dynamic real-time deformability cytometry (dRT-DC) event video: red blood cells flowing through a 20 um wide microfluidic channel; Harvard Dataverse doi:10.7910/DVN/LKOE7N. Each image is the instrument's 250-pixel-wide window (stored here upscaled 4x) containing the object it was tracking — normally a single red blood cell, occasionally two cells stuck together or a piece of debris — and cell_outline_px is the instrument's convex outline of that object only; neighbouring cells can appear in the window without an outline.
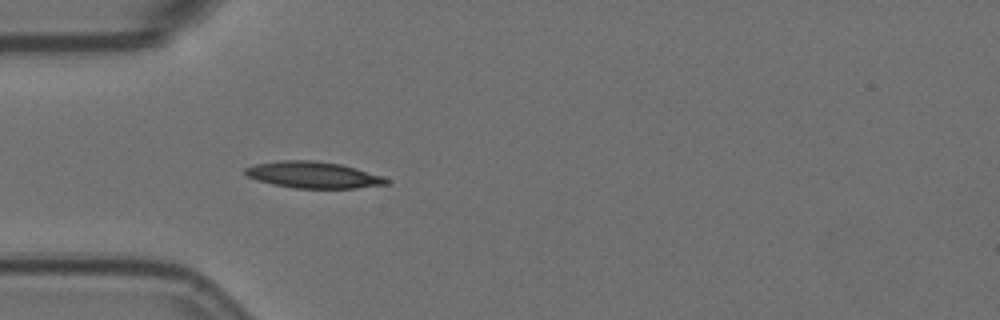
{"species": "Egyptian fruit bat (a non-hibernating species)", "species_latin": "Rousettus aegyptiacus", "temperature_condition": "room temperature", "stored_images_in_passage": 3, "camera_frame_rate_fps": 3000, "um_per_image_px": 0.085, "animal": {"sex": "female"}, "frame": {"image": 1, "passage_image": 3, "time_ms": 0.667, "image_size_px": [1000, 320], "cell_outline_px": [[392, 184], [356, 188], [296, 188], [272, 184], [256, 180], [244, 176], [244, 168], [256, 164], [280, 160], [316, 160], [340, 164], [356, 168], [384, 176], [392, 180]], "centroid_in_image_um": [26.66, 14.87], "position_along_channel_um": 58.3, "area_um2": 22.14}}